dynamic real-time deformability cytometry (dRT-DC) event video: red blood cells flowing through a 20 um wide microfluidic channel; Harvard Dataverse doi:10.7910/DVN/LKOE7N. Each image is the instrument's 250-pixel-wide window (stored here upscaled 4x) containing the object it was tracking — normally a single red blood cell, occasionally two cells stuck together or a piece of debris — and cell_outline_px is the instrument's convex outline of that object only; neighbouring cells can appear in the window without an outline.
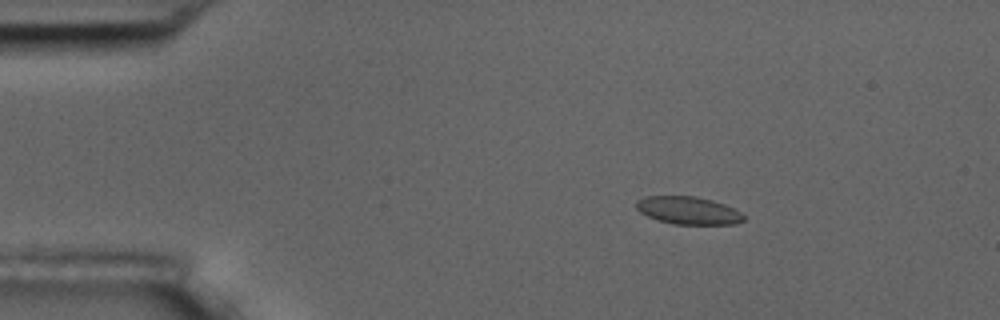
{"species": "common noctule bat (a hibernating species)", "species_latin": "Nyctalus noctula", "temperature_condition": "room temperature", "stored_images_in_passage": 56, "camera_frame_rate_fps": 3000, "um_per_image_px": 0.085, "animal": {"sex": "male", "body_mass_g": 17.5, "forearm_length_mm": 52.3}, "frame": {"image": 1, "passage_image": 9, "time_ms": 2.667, "image_size_px": [1000, 320], "cell_outline_px": [[744, 220], [736, 224], [672, 224], [656, 220], [640, 212], [636, 208], [636, 200], [644, 196], [696, 196], [712, 200], [724, 204], [740, 212], [744, 216]], "centroid_in_image_um": [58.47, 17.89], "position_along_channel_um": 26.5, "area_um2": 17.4}}
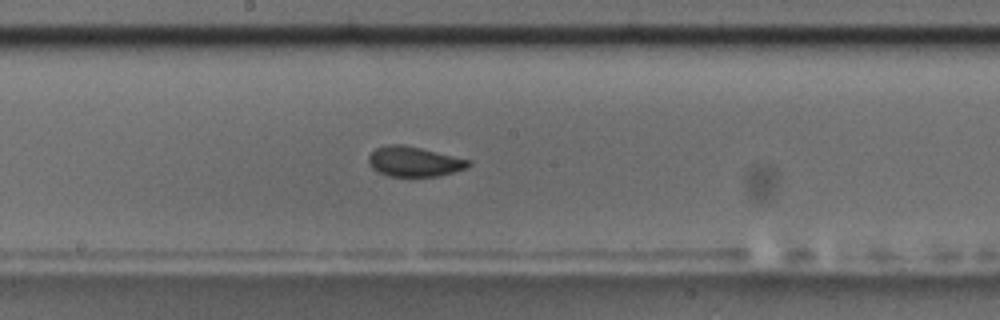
{"frame": {"image": 2, "passage_image": 30, "time_ms": 9.667, "image_size_px": [1000, 320], "cell_outline_px": [[472, 164], [468, 168], [440, 176], [388, 176], [372, 168], [368, 160], [368, 156], [376, 148], [388, 144], [404, 144], [472, 160]], "centroid_in_image_um": [35.24, 13.73], "position_along_channel_um": 213.0, "area_um2": 17.57}}
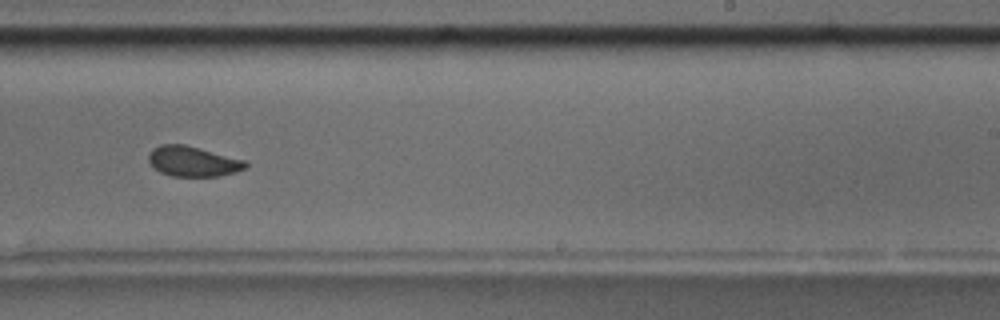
{"frame": {"image": 3, "passage_image": 35, "time_ms": 11.333, "image_size_px": [1000, 320], "cell_outline_px": [[248, 164], [244, 168], [236, 172], [216, 176], [172, 176], [160, 172], [148, 160], [148, 156], [152, 148], [160, 144], [184, 144], [248, 160]], "centroid_in_image_um": [16.42, 13.7], "position_along_channel_um": 272.6, "area_um2": 17.11}}